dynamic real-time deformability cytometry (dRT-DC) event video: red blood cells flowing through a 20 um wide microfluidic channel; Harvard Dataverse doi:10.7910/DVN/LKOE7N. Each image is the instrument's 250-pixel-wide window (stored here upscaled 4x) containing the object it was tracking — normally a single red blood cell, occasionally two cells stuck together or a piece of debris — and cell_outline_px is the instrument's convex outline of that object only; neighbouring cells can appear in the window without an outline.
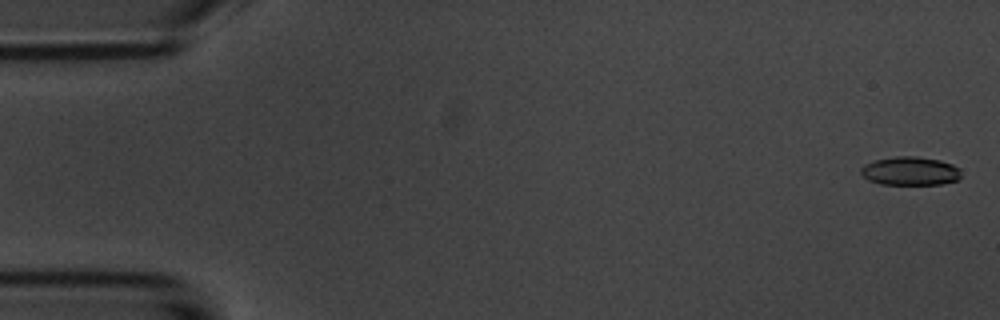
{"species": "common noctule bat (a hibernating species)", "species_latin": "Nyctalus noctula", "temperature_condition": "room temperature", "stored_images_in_passage": 5, "camera_frame_rate_fps": 3000, "um_per_image_px": 0.085, "animal": {"sex": "male", "body_mass_g": 20.1, "forearm_length_mm": 53.5}, "frame": {"image": 1, "passage_image": 1, "time_ms": 0.0, "image_size_px": [1000, 320], "cell_outline_px": [[960, 180], [940, 184], [880, 184], [868, 180], [860, 172], [860, 168], [864, 164], [876, 160], [896, 156], [916, 156], [940, 160], [952, 164], [960, 168]], "centroid_in_image_um": [77.38, 14.54], "position_along_channel_um": 7.6, "area_um2": 16.76}}
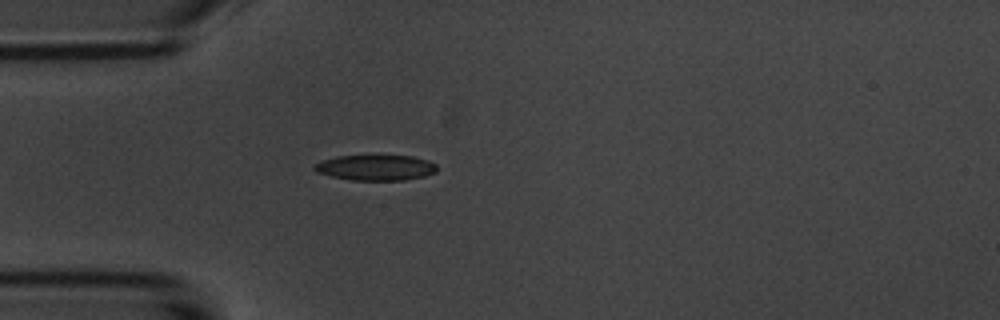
{"frame": {"image": 2, "passage_image": 5, "time_ms": 4.667, "image_size_px": [1000, 320], "cell_outline_px": [[436, 172], [424, 176], [404, 180], [352, 180], [332, 176], [316, 172], [312, 168], [320, 160], [336, 156], [412, 156], [428, 160], [436, 164]], "centroid_in_image_um": [31.92, 14.25], "position_along_channel_um": 53.1, "area_um2": 18.15}}